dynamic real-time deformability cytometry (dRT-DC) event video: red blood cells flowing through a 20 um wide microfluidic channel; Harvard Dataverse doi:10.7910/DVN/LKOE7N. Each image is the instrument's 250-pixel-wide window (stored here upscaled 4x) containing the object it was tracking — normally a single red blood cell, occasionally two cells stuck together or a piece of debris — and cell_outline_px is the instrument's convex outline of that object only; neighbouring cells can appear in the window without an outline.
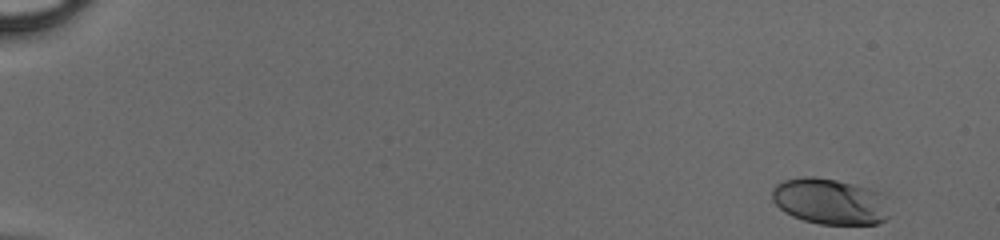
{"species": "human", "species_latin": "Homo sapiens", "temperature_condition": "cold", "stored_images_in_passage": 48, "camera_frame_rate_fps": 3000, "um_per_image_px": 0.085, "donor": {"sex": "male"}, "frame": {"image": 1, "passage_image": 1, "time_ms": 0.0, "image_size_px": [1000, 240], "cell_outline_px": [[888, 216], [884, 220], [876, 224], [820, 224], [804, 220], [792, 216], [784, 212], [772, 200], [772, 188], [776, 184], [784, 180], [804, 176], [816, 176], [836, 180], [868, 188], [880, 192]], "centroid_in_image_um": [70.47, 17.11], "position_along_channel_um": 14.5, "area_um2": 31.15}}
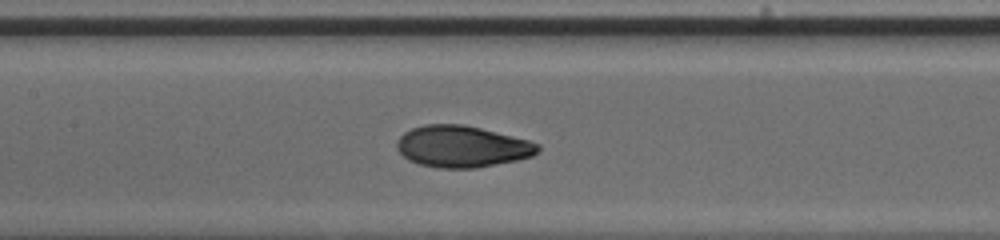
{"frame": {"image": 2, "passage_image": 24, "time_ms": 7.667, "image_size_px": [1000, 240], "cell_outline_px": [[540, 148], [532, 156], [516, 160], [476, 168], [440, 168], [420, 164], [408, 160], [396, 148], [396, 140], [404, 132], [412, 128], [424, 124], [464, 124], [528, 140], [540, 144]], "centroid_in_image_um": [39.24, 12.45], "position_along_channel_um": 168.2, "area_um2": 34.04}}
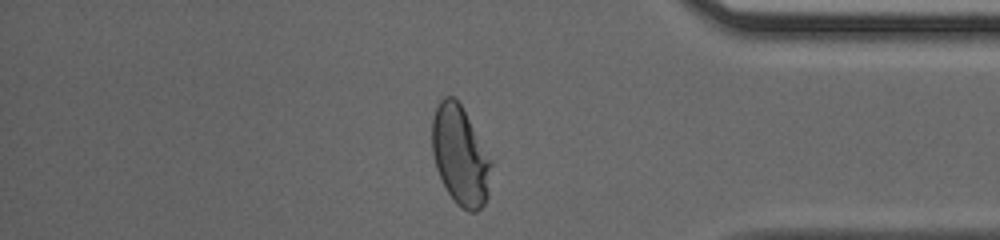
{"frame": {"image": 3, "passage_image": 41, "time_ms": 13.333, "image_size_px": [1000, 240], "cell_outline_px": [[492, 164], [488, 196], [484, 204], [476, 212], [468, 212], [460, 208], [456, 204], [448, 192], [436, 168], [432, 152], [432, 120], [436, 108], [440, 100], [444, 96], [452, 96], [460, 104], [492, 160]], "centroid_in_image_um": [39.12, 13.26], "position_along_channel_um": 396.1, "area_um2": 34.04}}